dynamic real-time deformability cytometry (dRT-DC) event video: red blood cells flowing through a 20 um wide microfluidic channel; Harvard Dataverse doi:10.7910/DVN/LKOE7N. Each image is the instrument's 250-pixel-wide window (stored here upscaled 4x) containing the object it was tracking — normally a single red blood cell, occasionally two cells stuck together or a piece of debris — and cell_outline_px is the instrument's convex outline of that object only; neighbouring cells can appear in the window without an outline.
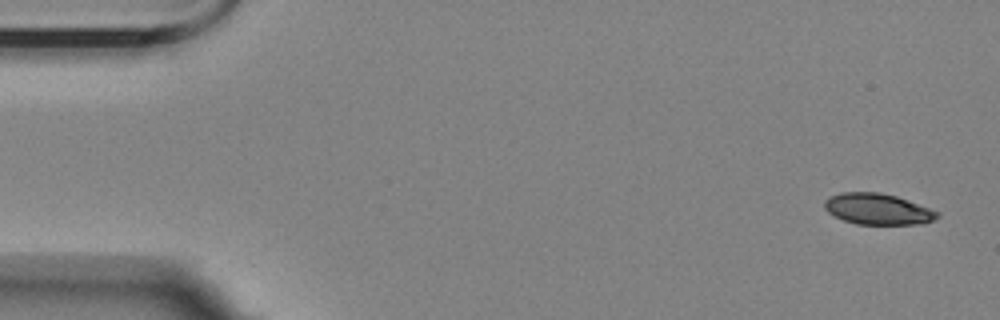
{"species": "Egyptian fruit bat (a non-hibernating species)", "species_latin": "Rousettus aegyptiacus", "temperature_condition": "room temperature", "stored_images_in_passage": 4, "camera_frame_rate_fps": 3000, "um_per_image_px": 0.085, "animal": {"sex": "female"}, "frame": {"image": 1, "passage_image": 1, "time_ms": 0.0, "image_size_px": [1000, 320], "cell_outline_px": [[940, 216], [936, 220], [920, 224], [856, 224], [844, 220], [828, 212], [824, 208], [824, 200], [828, 196], [840, 192], [880, 192], [896, 196], [908, 200], [940, 212]], "centroid_in_image_um": [74.61, 17.76], "position_along_channel_um": 10.4, "area_um2": 20.58}}
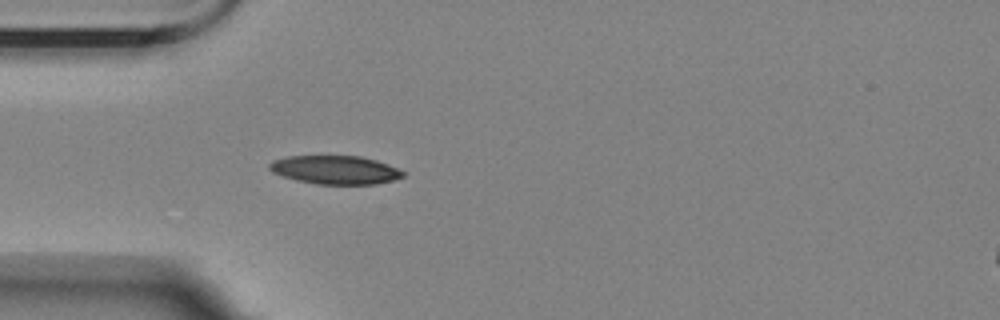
{"frame": {"image": 2, "passage_image": 4, "time_ms": 4.667, "image_size_px": [1000, 320], "cell_outline_px": [[404, 176], [392, 180], [376, 184], [316, 184], [296, 180], [272, 172], [268, 168], [268, 164], [272, 160], [288, 156], [360, 156], [376, 160], [388, 164], [404, 172]], "centroid_in_image_um": [28.47, 14.43], "position_along_channel_um": 56.5, "area_um2": 22.14}}